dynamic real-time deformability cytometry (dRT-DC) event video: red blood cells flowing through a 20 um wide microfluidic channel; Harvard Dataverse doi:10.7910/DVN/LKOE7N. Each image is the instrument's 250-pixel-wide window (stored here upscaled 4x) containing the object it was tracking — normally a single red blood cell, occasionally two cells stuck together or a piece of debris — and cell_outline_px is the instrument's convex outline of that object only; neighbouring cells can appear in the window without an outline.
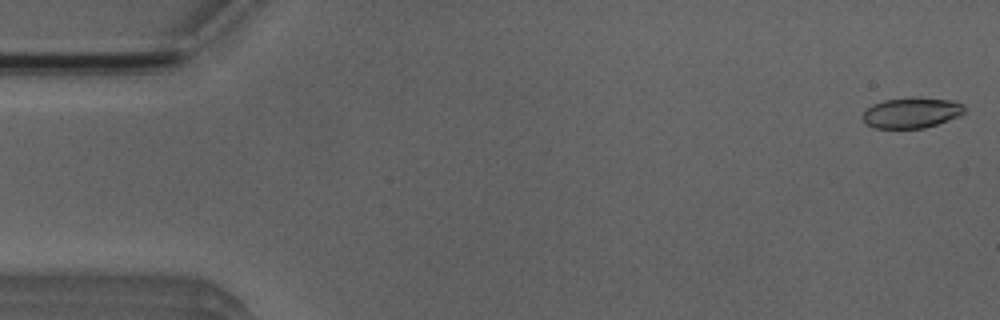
{"species": "Egyptian fruit bat (a non-hibernating species)", "species_latin": "Rousettus aegyptiacus", "temperature_condition": "room temperature", "stored_images_in_passage": 26, "camera_frame_rate_fps": 3000, "um_per_image_px": 0.085, "animal": {"sex": "male"}, "frame": {"image": 1, "passage_image": 1, "time_ms": 0.0, "image_size_px": [1000, 320], "cell_outline_px": [[964, 112], [960, 116], [924, 128], [872, 128], [864, 124], [860, 116], [872, 104], [884, 100], [912, 96], [916, 96], [956, 100], [964, 104]], "centroid_in_image_um": [77.47, 9.56], "position_along_channel_um": 7.5, "area_um2": 18.67}}
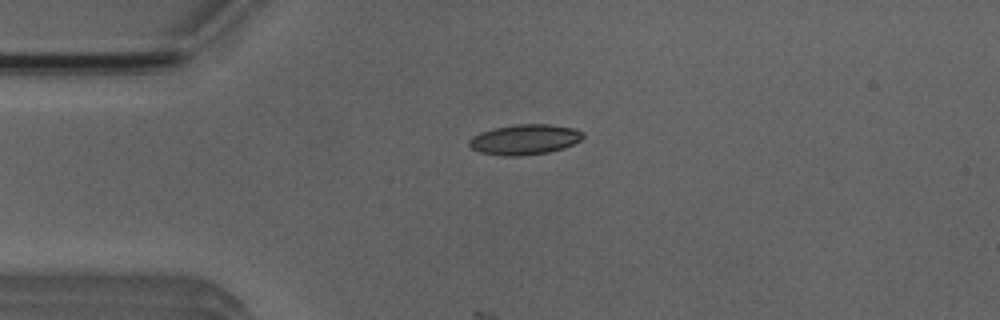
{"frame": {"image": 2, "passage_image": 12, "time_ms": 3.667, "image_size_px": [1000, 320], "cell_outline_px": [[584, 136], [580, 140], [564, 148], [548, 152], [520, 156], [504, 156], [480, 152], [472, 148], [468, 144], [468, 140], [472, 136], [480, 132], [496, 128], [516, 124], [548, 124], [572, 128], [584, 132]], "centroid_in_image_um": [44.59, 11.86], "position_along_channel_um": 40.4, "area_um2": 20.0}}